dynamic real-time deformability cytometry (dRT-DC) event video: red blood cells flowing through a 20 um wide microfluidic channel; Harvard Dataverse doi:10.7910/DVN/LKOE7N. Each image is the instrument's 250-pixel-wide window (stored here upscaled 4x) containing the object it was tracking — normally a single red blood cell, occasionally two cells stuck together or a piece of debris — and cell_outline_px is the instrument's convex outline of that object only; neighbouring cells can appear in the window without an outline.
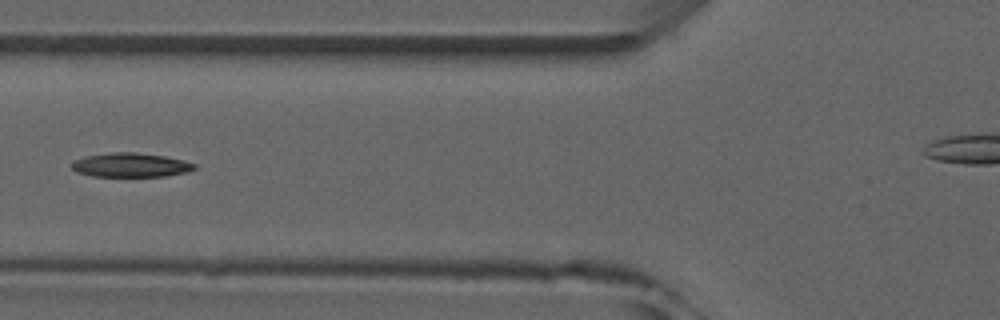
{"species": "common noctule bat (a hibernating species)", "species_latin": "Nyctalus noctula", "temperature_condition": "room temperature", "stored_images_in_passage": 7, "camera_frame_rate_fps": 3000, "um_per_image_px": 0.085, "animal": {"sex": "male", "forearm_length_mm": 52.5}, "frame": {"image": 1, "passage_image": 6, "time_ms": 5.667, "image_size_px": [1000, 320], "cell_outline_px": [[196, 168], [184, 172], [164, 176], [92, 176], [76, 172], [72, 168], [72, 160], [88, 156], [112, 152], [136, 152], [164, 156], [184, 160], [196, 164]], "centroid_in_image_um": [11.09, 14.02], "position_along_channel_um": 114.7, "area_um2": 17.11}}
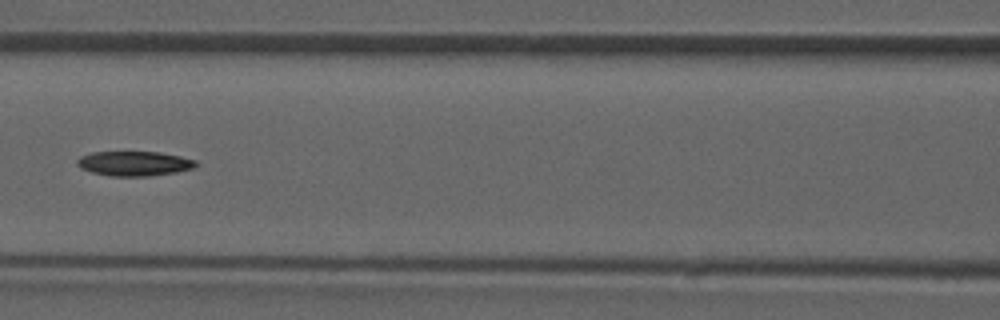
{"frame": {"image": 2, "passage_image": 7, "time_ms": 6.667, "image_size_px": [1000, 320], "cell_outline_px": [[196, 168], [176, 172], [148, 176], [108, 176], [92, 172], [80, 168], [76, 164], [76, 160], [80, 156], [92, 152], [160, 152], [180, 156], [196, 160]], "centroid_in_image_um": [11.4, 13.9], "position_along_channel_um": 155.2, "area_um2": 17.17}}